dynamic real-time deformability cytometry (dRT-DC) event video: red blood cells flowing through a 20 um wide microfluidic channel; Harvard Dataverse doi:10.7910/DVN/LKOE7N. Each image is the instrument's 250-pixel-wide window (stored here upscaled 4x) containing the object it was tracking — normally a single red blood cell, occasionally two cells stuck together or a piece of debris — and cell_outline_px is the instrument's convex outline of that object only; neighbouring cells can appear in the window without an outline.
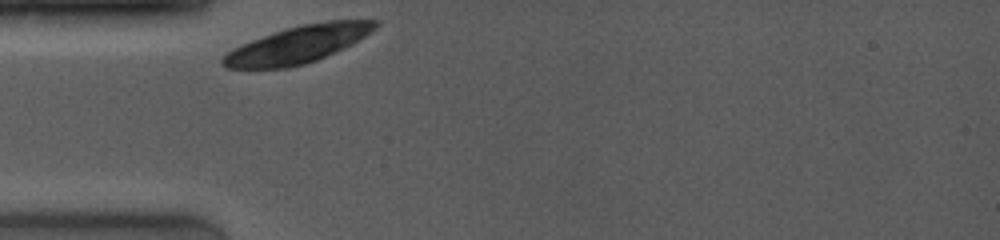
{"species": "common noctule bat (a hibernating species)", "species_latin": "Nyctalus noctula", "temperature_condition": "room temperature", "stored_images_in_passage": 1, "camera_frame_rate_fps": 4000, "um_per_image_px": 0.085, "animal": {"sex": "female", "body_mass_g": 19.0, "forearm_length_mm": 53.3}, "frame": {"image": 1, "passage_image": 1, "time_ms": 0.0, "image_size_px": [1000, 240], "cell_outline_px": [[380, 24], [372, 32], [352, 44], [344, 48], [316, 60], [304, 64], [288, 68], [228, 68], [220, 64], [220, 60], [228, 52], [252, 40], [288, 28], [304, 24], [328, 20], [380, 20]], "centroid_in_image_um": [25.38, 3.78], "position_along_channel_um": 59.6, "area_um2": 32.6}}